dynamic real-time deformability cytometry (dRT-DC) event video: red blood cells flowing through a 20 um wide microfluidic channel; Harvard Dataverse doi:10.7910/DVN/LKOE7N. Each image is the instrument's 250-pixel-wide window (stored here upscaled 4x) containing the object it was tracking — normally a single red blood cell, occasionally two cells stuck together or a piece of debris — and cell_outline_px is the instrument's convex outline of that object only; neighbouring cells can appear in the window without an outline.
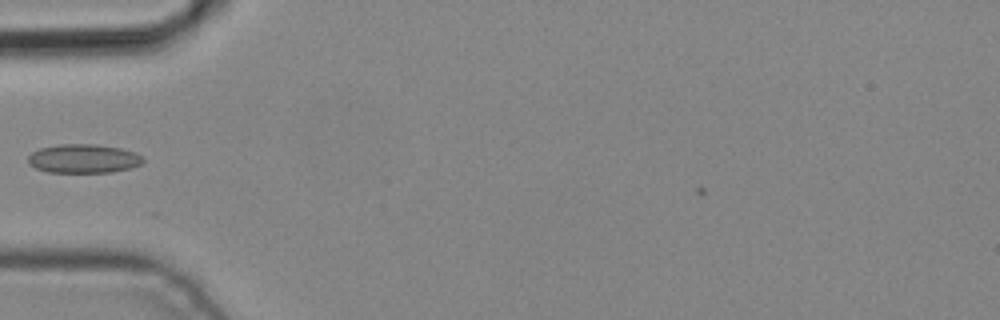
{"species": "common noctule bat (a hibernating species)", "species_latin": "Nyctalus noctula", "temperature_condition": "cold", "stored_images_in_passage": 1, "camera_frame_rate_fps": 3000, "um_per_image_px": 0.085, "animal": {"sex": "male", "body_mass_g": 19.2, "forearm_length_mm": 51.8}, "frame": {"image": 1, "passage_image": 1, "time_ms": 0.0, "image_size_px": [1000, 320], "cell_outline_px": [[144, 160], [140, 164], [132, 168], [112, 172], [48, 172], [36, 168], [28, 164], [28, 156], [32, 152], [40, 148], [60, 144], [96, 144], [120, 148], [136, 152]], "centroid_in_image_um": [7.09, 13.48], "position_along_channel_um": 77.9, "area_um2": 19.36}}